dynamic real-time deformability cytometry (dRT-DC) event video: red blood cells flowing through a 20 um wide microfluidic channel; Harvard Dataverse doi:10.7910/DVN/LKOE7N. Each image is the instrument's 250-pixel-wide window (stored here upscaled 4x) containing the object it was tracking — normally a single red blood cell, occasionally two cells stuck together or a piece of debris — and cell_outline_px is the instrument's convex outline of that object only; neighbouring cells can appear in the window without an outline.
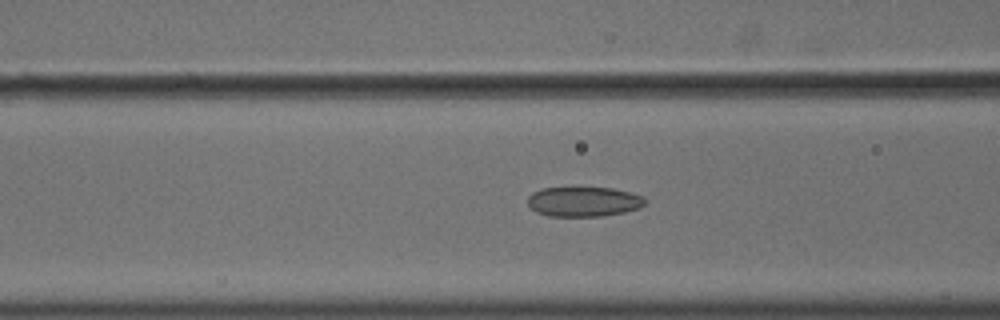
{"species": "common noctule bat (a hibernating species)", "species_latin": "Nyctalus noctula", "temperature_condition": "cold", "stored_images_in_passage": 57, "camera_frame_rate_fps": 3000, "um_per_image_px": 0.085, "animal": {"sex": "male", "body_mass_g": 18.8}, "frame": {"image": 1, "passage_image": 24, "time_ms": 7.667, "image_size_px": [1000, 320], "cell_outline_px": [[648, 200], [640, 208], [624, 212], [604, 216], [548, 216], [536, 212], [528, 204], [528, 196], [532, 192], [540, 188], [612, 188], [644, 196]], "centroid_in_image_um": [49.62, 17.14], "position_along_channel_um": 117.0, "area_um2": 20.46}}
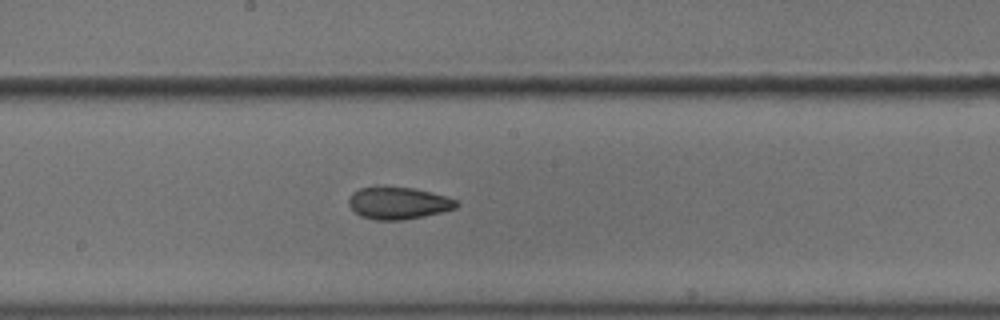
{"frame": {"image": 2, "passage_image": 32, "time_ms": 10.333, "image_size_px": [1000, 320], "cell_outline_px": [[460, 204], [456, 208], [424, 216], [404, 220], [376, 220], [360, 216], [348, 204], [348, 200], [352, 192], [360, 188], [376, 184], [380, 184], [416, 188], [432, 192], [456, 200]], "centroid_in_image_um": [33.82, 17.22], "position_along_channel_um": 214.4, "area_um2": 20.75}}
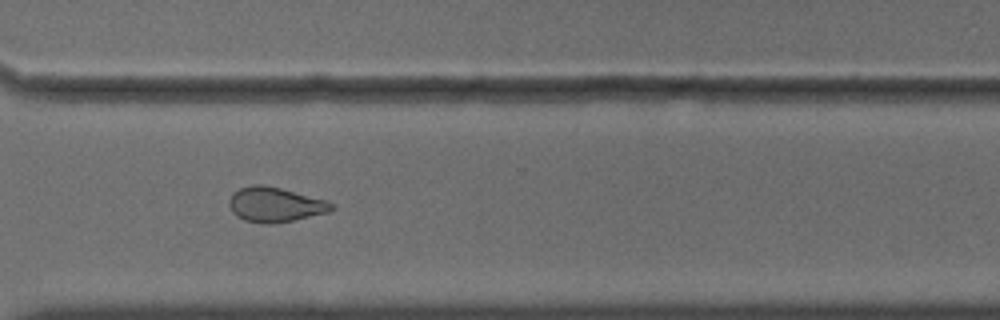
{"frame": {"image": 3, "passage_image": 43, "time_ms": 14.0, "image_size_px": [1000, 320], "cell_outline_px": [[336, 208], [328, 212], [292, 220], [272, 224], [264, 224], [244, 220], [236, 216], [232, 212], [228, 204], [228, 200], [232, 192], [240, 188], [252, 184], [260, 184], [280, 188], [328, 200], [336, 204]], "centroid_in_image_um": [23.38, 17.38], "position_along_channel_um": 347.2, "area_um2": 20.98}, "authors_computed_cell_mechanics": {"area_um2": 21.675, "velocity_mm_per_s": 3.6352, "shape_relaxation_time_tau1_ms": null, "shape_relaxation_time_tau2_ms": 3.1952, "deformation_change_tau1": null, "deformation_change_tau2": 0.0895}}